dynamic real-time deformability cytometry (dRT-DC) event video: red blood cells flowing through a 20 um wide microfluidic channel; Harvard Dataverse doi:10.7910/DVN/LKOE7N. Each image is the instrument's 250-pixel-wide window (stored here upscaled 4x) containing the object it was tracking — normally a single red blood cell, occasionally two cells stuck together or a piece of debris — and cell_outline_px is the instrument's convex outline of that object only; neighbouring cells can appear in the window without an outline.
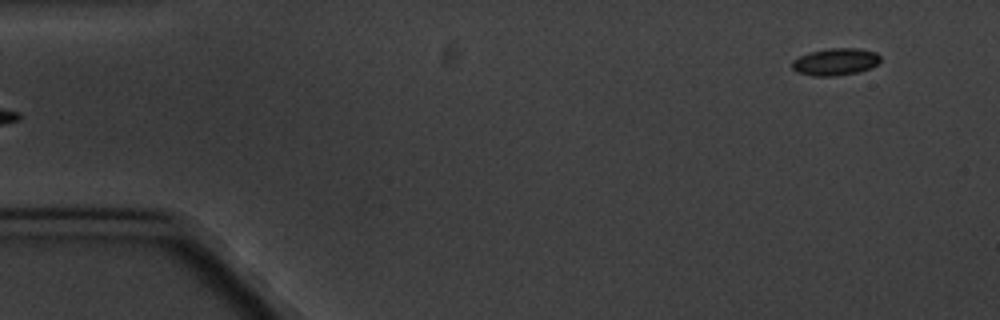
{"species": "common noctule bat (a hibernating species)", "species_latin": "Nyctalus noctula", "temperature_condition": "cold", "stored_images_in_passage": 6, "segment_of_instrument_passage": [2, 2], "camera_frame_rate_fps": 3000, "um_per_image_px": 0.085, "animal": {"sex": "male", "body_mass_g": 20.1, "forearm_length_mm": 53.5}, "frame": {"image": 1, "passage_image": 6, "time_ms": 6.0, "image_size_px": [1000, 320], "cell_outline_px": [[880, 60], [872, 68], [856, 72], [836, 76], [812, 76], [796, 72], [792, 68], [792, 60], [800, 56], [812, 52], [828, 48], [860, 48], [876, 52], [880, 56]], "centroid_in_image_um": [71.01, 5.25], "position_along_channel_um": 14.0, "area_um2": 13.99}}